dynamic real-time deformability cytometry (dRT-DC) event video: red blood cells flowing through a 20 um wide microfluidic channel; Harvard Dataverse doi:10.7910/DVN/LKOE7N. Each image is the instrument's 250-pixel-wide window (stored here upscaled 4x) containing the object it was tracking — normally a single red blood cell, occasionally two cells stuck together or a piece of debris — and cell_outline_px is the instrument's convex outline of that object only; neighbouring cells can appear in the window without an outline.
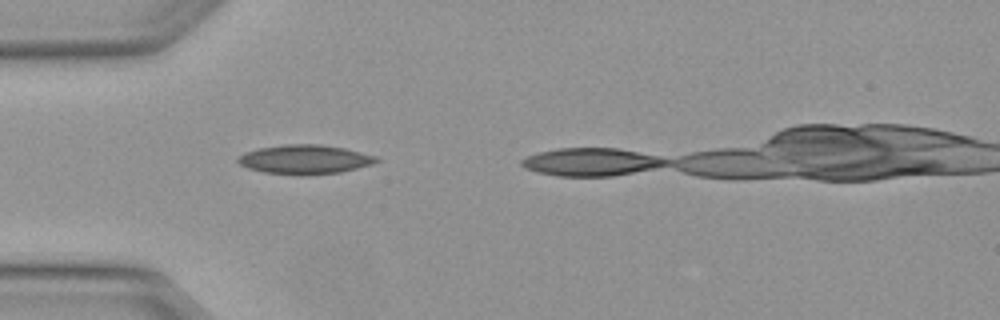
{"species": "Egyptian fruit bat (a non-hibernating species)", "species_latin": "Rousettus aegyptiacus", "temperature_condition": "warm", "stored_images_in_passage": 2, "camera_frame_rate_fps": 3000, "um_per_image_px": 0.085, "animal": {"sex": "female"}, "frame": {"image": 1, "passage_image": 1, "time_ms": 0.0, "image_size_px": [1000, 320], "cell_outline_px": [[380, 160], [372, 164], [340, 172], [300, 176], [264, 172], [248, 168], [240, 164], [236, 160], [236, 156], [244, 152], [260, 148], [284, 144], [320, 144], [344, 148], [376, 156]], "centroid_in_image_um": [25.87, 13.55], "position_along_channel_um": 59.1, "area_um2": 23.64}}